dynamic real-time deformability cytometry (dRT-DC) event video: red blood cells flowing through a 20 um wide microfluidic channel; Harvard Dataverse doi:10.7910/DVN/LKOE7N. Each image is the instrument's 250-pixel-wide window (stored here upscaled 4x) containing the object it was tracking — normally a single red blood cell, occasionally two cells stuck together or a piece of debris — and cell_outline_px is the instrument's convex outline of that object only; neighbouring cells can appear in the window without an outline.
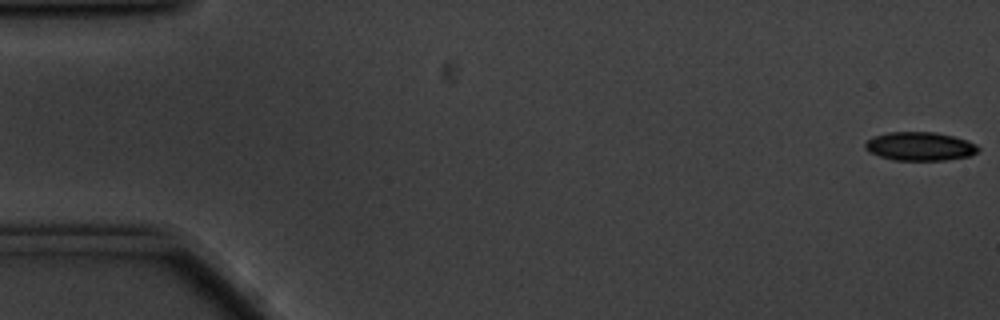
{"species": "common noctule bat (a hibernating species)", "species_latin": "Nyctalus noctula", "temperature_condition": "cold", "stored_images_in_passage": 11, "camera_frame_rate_fps": 3000, "um_per_image_px": 0.085, "animal": {"sex": "male", "body_mass_g": 20.1, "forearm_length_mm": 53.5}, "frame": {"image": 1, "passage_image": 1, "time_ms": 0.0, "image_size_px": [1000, 320], "cell_outline_px": [[980, 148], [976, 152], [968, 156], [944, 160], [896, 160], [880, 156], [868, 152], [864, 148], [864, 144], [872, 136], [888, 132], [936, 132], [968, 140], [976, 144]], "centroid_in_image_um": [78.16, 12.43], "position_along_channel_um": 6.8, "area_um2": 18.84}}